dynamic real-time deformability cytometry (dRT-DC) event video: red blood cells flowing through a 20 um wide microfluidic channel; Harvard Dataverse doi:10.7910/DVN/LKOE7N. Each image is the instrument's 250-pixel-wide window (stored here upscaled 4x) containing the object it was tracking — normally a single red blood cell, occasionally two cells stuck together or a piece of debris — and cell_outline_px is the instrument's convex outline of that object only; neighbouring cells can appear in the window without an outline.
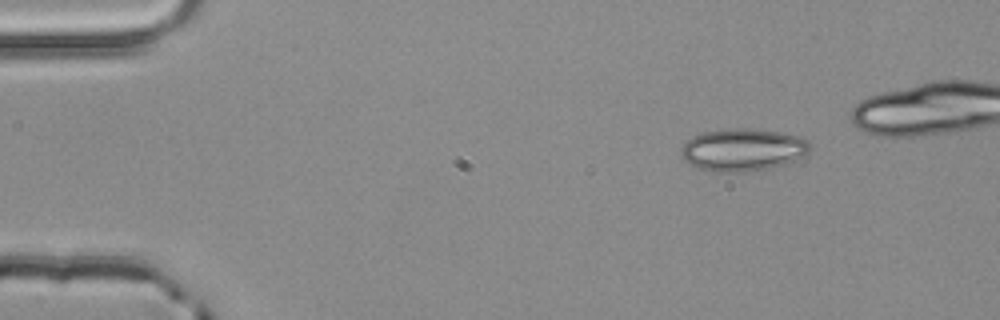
{"species": "common noctule bat (a hibernating species)", "species_latin": "Nyctalus noctula", "temperature_condition": "room temperature", "stored_images_in_passage": 3, "camera_frame_rate_fps": 3000, "um_per_image_px": 0.085, "animal": {"sex": "male", "body_mass_g": 20.4}, "frame": {"image": 1, "passage_image": 1, "time_ms": 0.0, "image_size_px": [1000, 320], "cell_outline_px": [[812, 148], [808, 152], [784, 164], [772, 168], [744, 172], [716, 172], [700, 168], [684, 160], [680, 156], [680, 148], [692, 136], [704, 132], [728, 128], [748, 128], [780, 132], [796, 136], [808, 140], [812, 144]], "centroid_in_image_um": [63.12, 12.72], "position_along_channel_um": 21.9, "area_um2": 31.91}}